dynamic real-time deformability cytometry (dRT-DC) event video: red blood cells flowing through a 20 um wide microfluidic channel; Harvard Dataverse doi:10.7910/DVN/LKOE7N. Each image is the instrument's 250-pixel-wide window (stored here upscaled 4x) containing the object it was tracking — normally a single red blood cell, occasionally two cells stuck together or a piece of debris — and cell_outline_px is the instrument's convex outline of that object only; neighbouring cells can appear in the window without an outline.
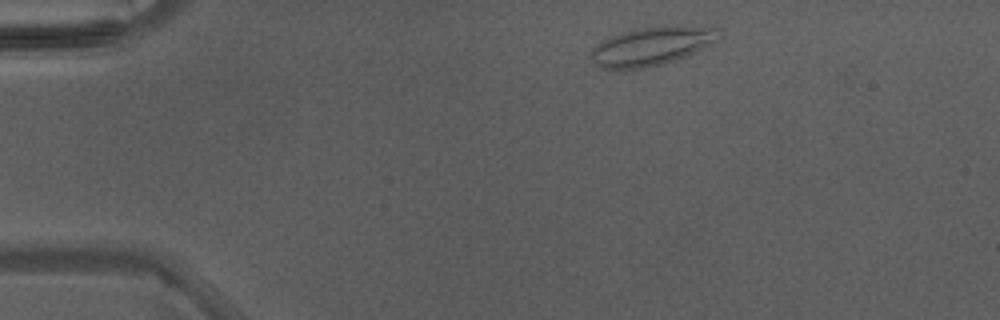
{"species": "Egyptian fruit bat (a non-hibernating species)", "species_latin": "Rousettus aegyptiacus", "temperature_condition": "warm", "stored_images_in_passage": 3, "camera_frame_rate_fps": 3000, "um_per_image_px": 0.085, "animal": {"sex": "male"}, "frame": {"image": 1, "passage_image": 1, "time_ms": 0.0, "image_size_px": [1000, 320], "cell_outline_px": [[720, 36], [712, 44], [684, 56], [660, 64], [640, 68], [604, 68], [596, 64], [588, 56], [592, 48], [596, 44], [620, 32], [640, 28], [676, 24], [720, 28]], "centroid_in_image_um": [55.4, 3.88], "position_along_channel_um": 29.6, "area_um2": 28.55}}